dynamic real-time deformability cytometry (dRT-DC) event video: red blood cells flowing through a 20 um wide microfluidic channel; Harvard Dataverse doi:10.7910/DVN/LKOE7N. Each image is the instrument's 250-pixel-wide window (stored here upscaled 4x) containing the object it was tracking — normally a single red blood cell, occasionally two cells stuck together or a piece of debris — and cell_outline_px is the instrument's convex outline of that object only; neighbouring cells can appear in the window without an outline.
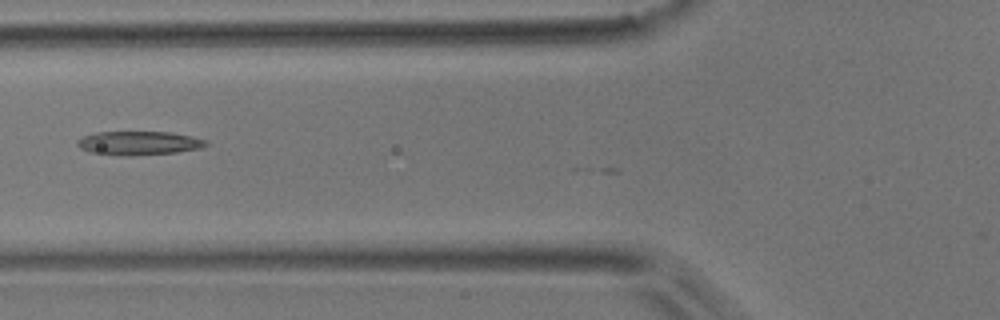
{"species": "common noctule bat (a hibernating species)", "species_latin": "Nyctalus noctula", "temperature_condition": "room temperature", "stored_images_in_passage": 4, "camera_frame_rate_fps": 3000, "um_per_image_px": 0.085, "animal": {"sex": "male", "body_mass_g": 17.9}, "frame": {"image": 1, "passage_image": 2, "time_ms": 1.333, "image_size_px": [1000, 320], "cell_outline_px": [[208, 144], [200, 148], [176, 152], [132, 156], [124, 156], [88, 152], [80, 148], [76, 144], [76, 140], [84, 136], [96, 132], [172, 132], [192, 136], [208, 140]], "centroid_in_image_um": [11.79, 12.16], "position_along_channel_um": 114.0, "area_um2": 17.98}}
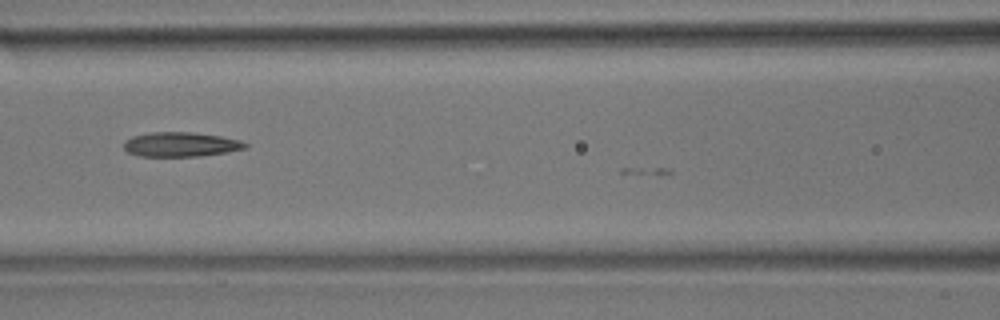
{"frame": {"image": 2, "passage_image": 3, "time_ms": 2.333, "image_size_px": [1000, 320], "cell_outline_px": [[248, 148], [228, 152], [196, 156], [140, 156], [128, 152], [124, 148], [124, 140], [132, 136], [152, 132], [192, 132], [220, 136], [240, 140], [248, 144]], "centroid_in_image_um": [15.37, 12.27], "position_along_channel_um": 151.2, "area_um2": 17.34}}